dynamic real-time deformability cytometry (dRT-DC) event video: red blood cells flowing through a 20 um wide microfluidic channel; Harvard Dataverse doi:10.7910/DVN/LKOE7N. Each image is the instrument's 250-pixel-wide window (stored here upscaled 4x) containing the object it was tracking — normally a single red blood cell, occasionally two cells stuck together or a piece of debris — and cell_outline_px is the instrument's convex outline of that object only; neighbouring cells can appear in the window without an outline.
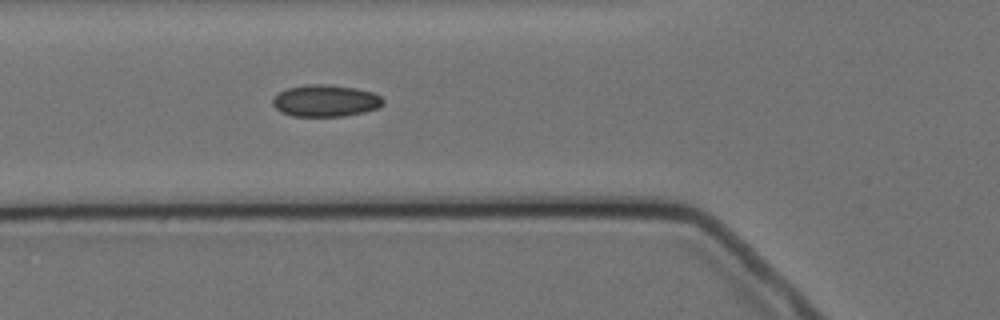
{"species": "Egyptian fruit bat (a non-hibernating species)", "species_latin": "Rousettus aegyptiacus", "temperature_condition": "cold", "stored_images_in_passage": 3, "camera_frame_rate_fps": 3000, "um_per_image_px": 0.085, "animal": {"sex": "female"}, "frame": {"image": 1, "passage_image": 3, "time_ms": 3.333, "image_size_px": [1000, 320], "cell_outline_px": [[384, 104], [380, 108], [364, 112], [344, 116], [292, 116], [280, 112], [272, 104], [272, 100], [280, 92], [288, 88], [308, 84], [324, 84], [356, 88], [372, 92], [380, 96], [384, 100]], "centroid_in_image_um": [27.69, 8.57], "position_along_channel_um": 98.1, "area_um2": 20.52}}